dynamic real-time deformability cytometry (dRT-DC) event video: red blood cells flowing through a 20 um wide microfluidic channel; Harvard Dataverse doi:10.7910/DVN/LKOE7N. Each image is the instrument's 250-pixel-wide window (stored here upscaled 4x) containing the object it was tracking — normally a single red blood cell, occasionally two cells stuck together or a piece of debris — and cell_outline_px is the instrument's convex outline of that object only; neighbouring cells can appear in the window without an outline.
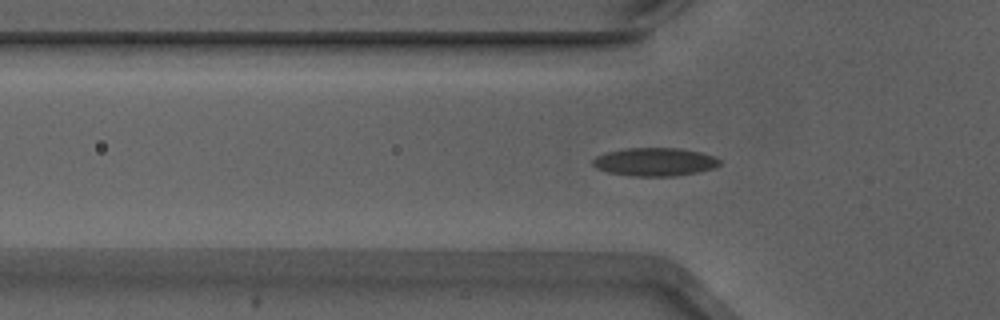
{"species": "Egyptian fruit bat (a non-hibernating species)", "species_latin": "Rousettus aegyptiacus", "temperature_condition": "warm", "stored_images_in_passage": 44, "segment_of_instrument_passage": [1, 2], "camera_frame_rate_fps": 3000, "um_per_image_px": 0.085, "animal": {"sex": "male"}, "frame": {"image": 1, "passage_image": 7, "time_ms": 2.0, "image_size_px": [1000, 320], "cell_outline_px": [[720, 164], [716, 168], [676, 176], [632, 176], [608, 172], [596, 168], [592, 164], [592, 160], [596, 156], [608, 152], [628, 148], [680, 148], [700, 152], [716, 156], [720, 160]], "centroid_in_image_um": [55.68, 13.76], "position_along_channel_um": 70.1, "area_um2": 20.92}}
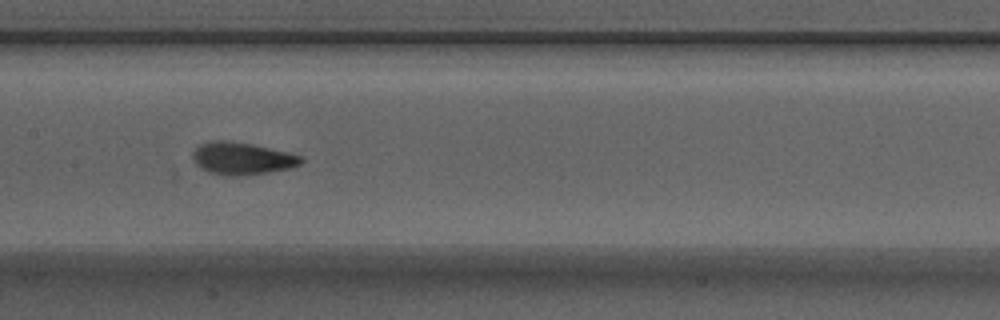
{"frame": {"image": 2, "passage_image": 16, "time_ms": 5.0, "image_size_px": [1000, 320], "cell_outline_px": [[304, 160], [300, 164], [292, 168], [268, 172], [236, 176], [228, 176], [208, 172], [200, 168], [196, 164], [192, 156], [192, 152], [200, 144], [212, 140], [224, 140], [252, 144], [288, 152], [304, 156]], "centroid_in_image_um": [20.58, 13.47], "position_along_channel_um": 186.8, "area_um2": 20.52}}
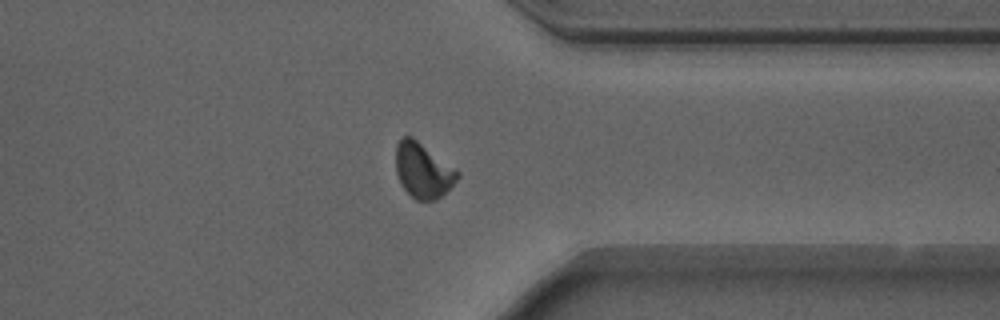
{"frame": {"image": 3, "passage_image": 31, "time_ms": 10.0, "image_size_px": [1000, 320], "cell_outline_px": [[460, 176], [436, 200], [416, 200], [400, 184], [396, 172], [396, 144], [404, 136], [412, 136], [456, 168], [460, 172]], "centroid_in_image_um": [35.95, 14.46], "position_along_channel_um": 375.5, "area_um2": 19.65}}